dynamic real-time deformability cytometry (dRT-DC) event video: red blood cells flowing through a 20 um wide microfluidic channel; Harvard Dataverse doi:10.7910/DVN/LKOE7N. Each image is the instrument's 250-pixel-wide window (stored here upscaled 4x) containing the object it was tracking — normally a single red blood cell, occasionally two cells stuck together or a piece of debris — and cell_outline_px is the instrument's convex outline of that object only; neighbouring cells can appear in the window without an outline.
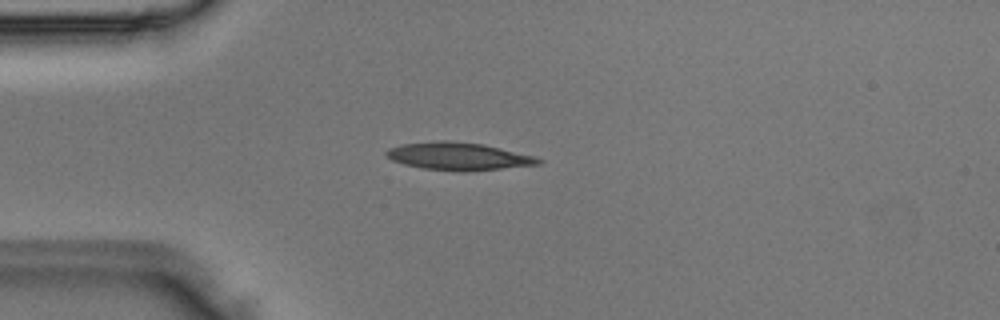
{"species": "Egyptian fruit bat (a non-hibernating species)", "species_latin": "Rousettus aegyptiacus", "temperature_condition": "room temperature", "stored_images_in_passage": 37, "camera_frame_rate_fps": 3000, "um_per_image_px": 0.085, "animal": {"sex": "male"}, "frame": {"image": 1, "passage_image": 1, "time_ms": 0.0, "image_size_px": [1000, 320], "cell_outline_px": [[544, 160], [540, 164], [464, 172], [424, 168], [404, 164], [392, 160], [384, 156], [384, 152], [388, 148], [400, 144], [440, 140], [448, 140], [484, 144], [536, 156]], "centroid_in_image_um": [38.95, 13.27], "position_along_channel_um": 46.0, "area_um2": 24.68}}
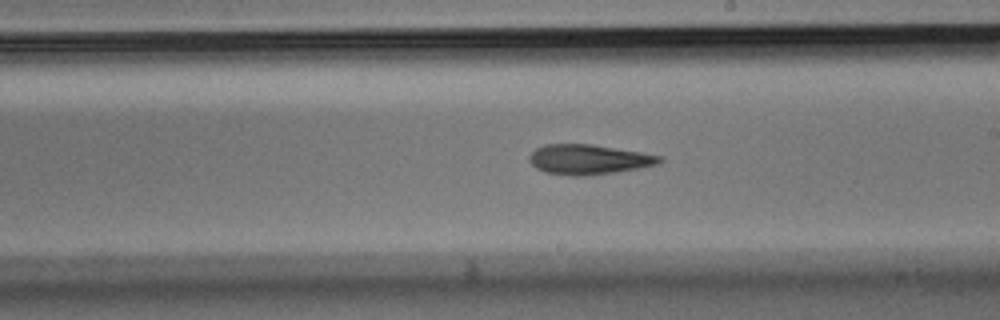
{"frame": {"image": 2, "passage_image": 16, "time_ms": 5.0, "image_size_px": [1000, 320], "cell_outline_px": [[664, 160], [660, 164], [616, 172], [584, 176], [572, 176], [544, 172], [536, 168], [528, 160], [528, 156], [536, 148], [544, 144], [592, 144], [664, 156]], "centroid_in_image_um": [50.04, 13.55], "position_along_channel_um": 239.0, "area_um2": 22.89}}
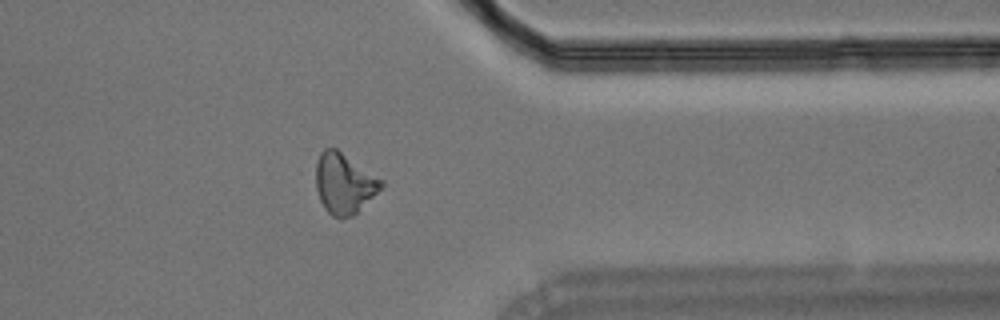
{"frame": {"image": 3, "passage_image": 27, "time_ms": 8.667, "image_size_px": [1000, 320], "cell_outline_px": [[384, 184], [352, 216], [340, 220], [332, 216], [324, 208], [320, 200], [316, 188], [316, 160], [320, 152], [324, 148], [336, 148], [384, 180]], "centroid_in_image_um": [29.22, 15.58], "position_along_channel_um": 382.2, "area_um2": 22.95}}